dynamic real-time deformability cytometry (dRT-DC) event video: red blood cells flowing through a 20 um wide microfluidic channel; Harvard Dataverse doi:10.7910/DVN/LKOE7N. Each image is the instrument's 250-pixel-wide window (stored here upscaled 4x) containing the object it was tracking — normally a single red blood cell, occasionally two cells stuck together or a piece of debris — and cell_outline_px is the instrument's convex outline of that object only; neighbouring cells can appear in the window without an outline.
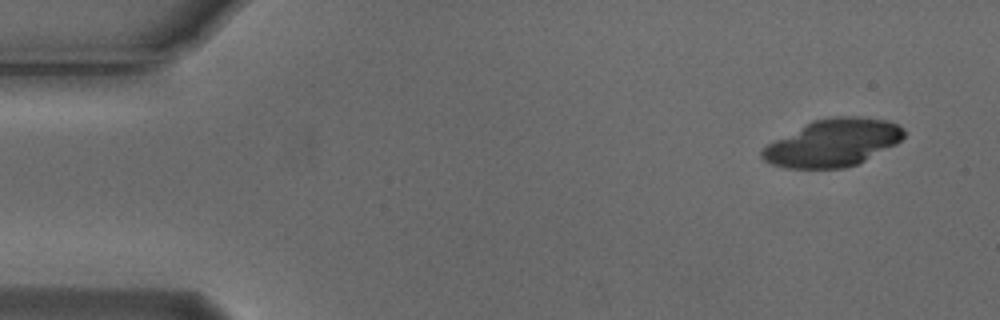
{"species": "Egyptian fruit bat (a non-hibernating species)", "species_latin": "Rousettus aegyptiacus", "temperature_condition": "cold", "stored_images_in_passage": 2, "camera_frame_rate_fps": 3000, "um_per_image_px": 0.085, "animal": {"sex": "male"}, "frame": {"image": 1, "passage_image": 1, "time_ms": 0.0, "image_size_px": [1000, 320], "cell_outline_px": [[904, 136], [896, 144], [856, 164], [844, 168], [788, 168], [768, 164], [760, 156], [760, 152], [768, 144], [812, 120], [832, 116], [860, 116], [888, 120], [896, 124], [904, 132]], "centroid_in_image_um": [70.77, 12.13], "position_along_channel_um": 14.2, "area_um2": 38.84}}